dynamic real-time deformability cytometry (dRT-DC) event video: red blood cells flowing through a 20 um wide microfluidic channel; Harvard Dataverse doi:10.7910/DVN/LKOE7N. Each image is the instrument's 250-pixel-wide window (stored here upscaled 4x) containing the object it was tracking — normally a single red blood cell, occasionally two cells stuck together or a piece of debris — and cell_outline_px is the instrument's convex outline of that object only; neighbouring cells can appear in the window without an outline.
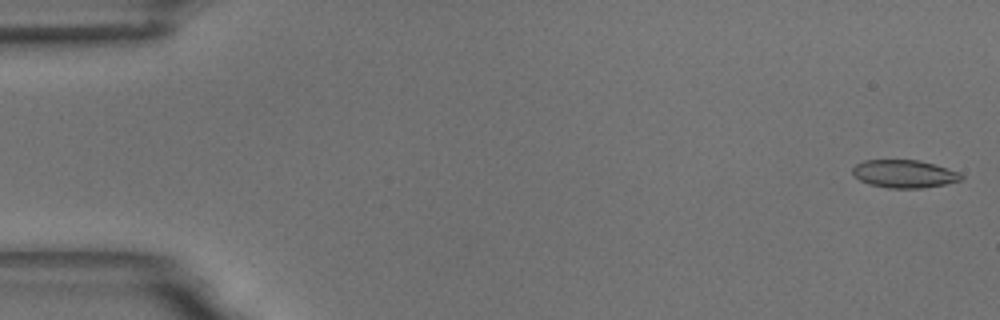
{"species": "common noctule bat (a hibernating species)", "species_latin": "Nyctalus noctula", "temperature_condition": "room temperature", "stored_images_in_passage": 56, "camera_frame_rate_fps": 3000, "um_per_image_px": 0.085, "animal": {"sex": "male", "body_mass_g": 18.8}, "frame": {"image": 1, "passage_image": 2, "time_ms": 0.333, "image_size_px": [1000, 320], "cell_outline_px": [[964, 176], [960, 180], [944, 184], [924, 188], [888, 188], [868, 184], [860, 180], [852, 172], [852, 168], [856, 164], [864, 160], [916, 160], [932, 164], [960, 172]], "centroid_in_image_um": [76.84, 14.78], "position_along_channel_um": 8.2, "area_um2": 17.51}}
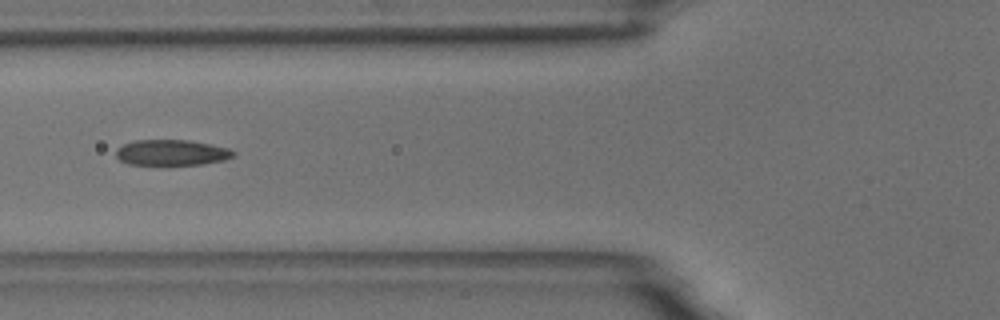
{"frame": {"image": 2, "passage_image": 22, "time_ms": 7.0, "image_size_px": [1000, 320], "cell_outline_px": [[236, 156], [224, 160], [204, 164], [128, 164], [120, 160], [116, 156], [116, 148], [124, 144], [136, 140], [188, 140], [228, 148], [236, 152]], "centroid_in_image_um": [14.6, 12.97], "position_along_channel_um": 111.2, "area_um2": 17.46}}
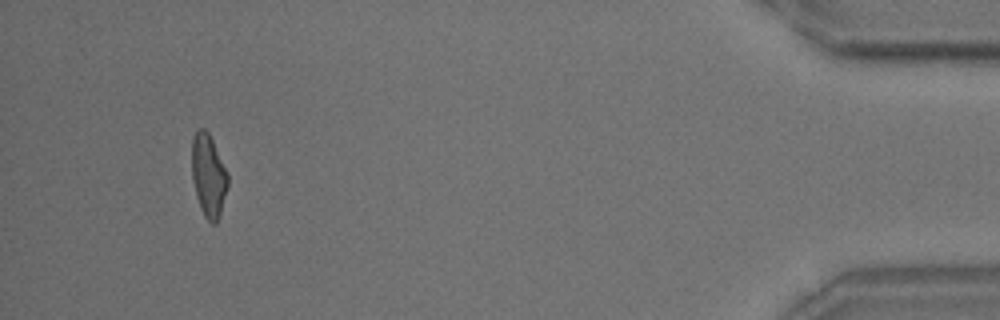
{"frame": {"image": 3, "passage_image": 53, "time_ms": 17.333, "image_size_px": [1000, 320], "cell_outline_px": [[228, 184], [220, 216], [216, 224], [212, 224], [204, 216], [200, 208], [196, 196], [192, 180], [192, 136], [196, 128], [204, 128], [208, 132], [228, 172]], "centroid_in_image_um": [17.71, 14.92], "position_along_channel_um": 417.5, "area_um2": 17.57}, "authors_computed_cell_mechanics": {"area_um2": 17.7446, "velocity_mm_per_s": 3.6458, "shape_relaxation_time_tau1_ms": 8.2609, "shape_relaxation_time_tau2_ms": 1.6588, "deformation_change_tau1": 0.2055, "deformation_change_tau2": 0.0934}}